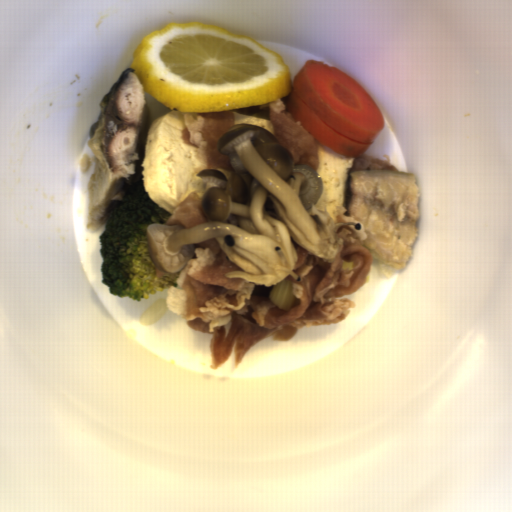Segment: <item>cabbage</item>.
Masks as SVG:
<instances>
[{
  "instance_id": "cabbage-1",
  "label": "cabbage",
  "mask_w": 512,
  "mask_h": 512,
  "mask_svg": "<svg viewBox=\"0 0 512 512\" xmlns=\"http://www.w3.org/2000/svg\"><path fill=\"white\" fill-rule=\"evenodd\" d=\"M270 299L278 308L286 311L292 309L295 303V294L293 292L292 283L283 278L273 284Z\"/></svg>"
}]
</instances>
